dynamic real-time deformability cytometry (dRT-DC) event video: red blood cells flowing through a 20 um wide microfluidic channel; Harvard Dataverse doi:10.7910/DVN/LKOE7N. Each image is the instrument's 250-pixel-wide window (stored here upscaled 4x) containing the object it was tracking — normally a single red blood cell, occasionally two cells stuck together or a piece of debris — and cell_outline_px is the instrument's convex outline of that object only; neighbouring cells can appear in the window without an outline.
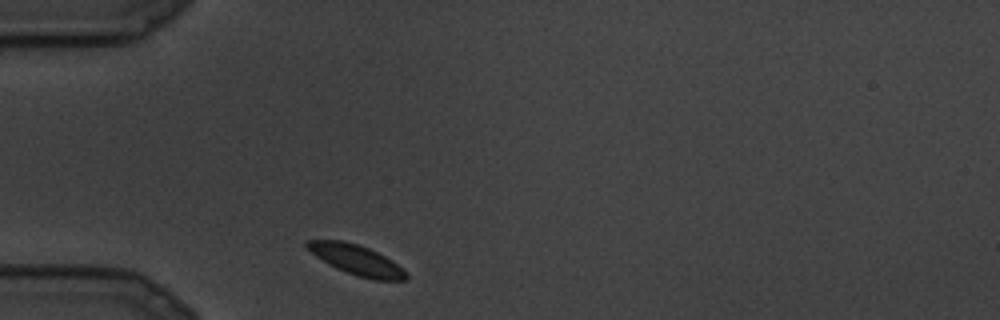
{"species": "common noctule bat (a hibernating species)", "species_latin": "Nyctalus noctula", "temperature_condition": "cold", "stored_images_in_passage": 5, "camera_frame_rate_fps": 3000, "um_per_image_px": 0.085, "animal": {"sex": "male", "body_mass_g": 19.5, "forearm_length_mm": 54.6}, "frame": {"image": 1, "passage_image": 1, "time_ms": 0.0, "image_size_px": [1000, 320], "cell_outline_px": [[408, 276], [404, 280], [372, 280], [356, 276], [336, 268], [328, 264], [316, 256], [304, 244], [304, 240], [344, 240], [368, 248], [392, 260], [408, 272]], "centroid_in_image_um": [30.31, 22.1], "position_along_channel_um": 54.7, "area_um2": 17.34}}
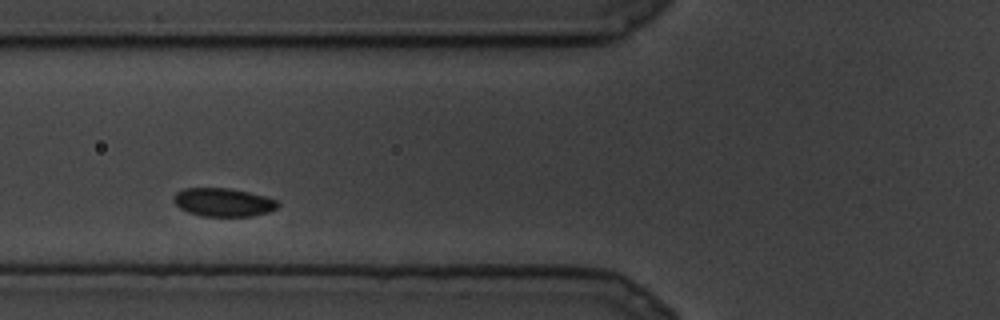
{"frame": {"image": 2, "passage_image": 4, "time_ms": 1.0, "image_size_px": [1000, 320], "cell_outline_px": [[280, 204], [276, 208], [268, 212], [252, 216], [204, 216], [188, 212], [180, 208], [172, 200], [172, 196], [176, 192], [184, 188], [228, 188], [248, 192], [264, 196], [276, 200]], "centroid_in_image_um": [18.95, 17.19], "position_along_channel_um": 106.9, "area_um2": 17.17}}